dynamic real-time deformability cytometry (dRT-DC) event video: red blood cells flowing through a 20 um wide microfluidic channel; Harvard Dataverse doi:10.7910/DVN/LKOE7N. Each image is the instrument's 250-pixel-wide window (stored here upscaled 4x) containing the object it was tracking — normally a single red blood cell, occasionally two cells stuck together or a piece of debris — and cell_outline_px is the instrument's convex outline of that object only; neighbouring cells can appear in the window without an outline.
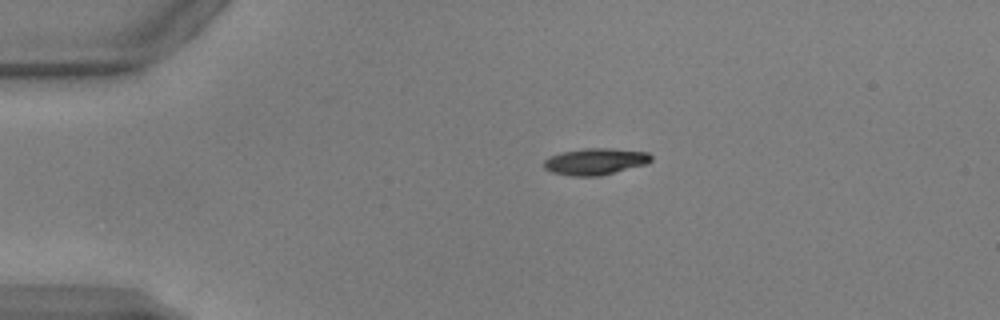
{"species": "common noctule bat (a hibernating species)", "species_latin": "Nyctalus noctula", "temperature_condition": "warm", "stored_images_in_passage": 42, "camera_frame_rate_fps": 3000, "um_per_image_px": 0.085, "animal": {"sex": "male", "body_mass_g": 17.9, "forearm_length_mm": 54.2}, "frame": {"image": 1, "passage_image": 1, "time_ms": 0.0, "image_size_px": [1000, 320], "cell_outline_px": [[652, 160], [648, 164], [600, 176], [572, 176], [552, 172], [544, 168], [544, 160], [552, 156], [564, 152], [584, 148], [612, 148], [648, 152], [652, 156]], "centroid_in_image_um": [50.66, 13.73], "position_along_channel_um": 34.3, "area_um2": 16.65}}
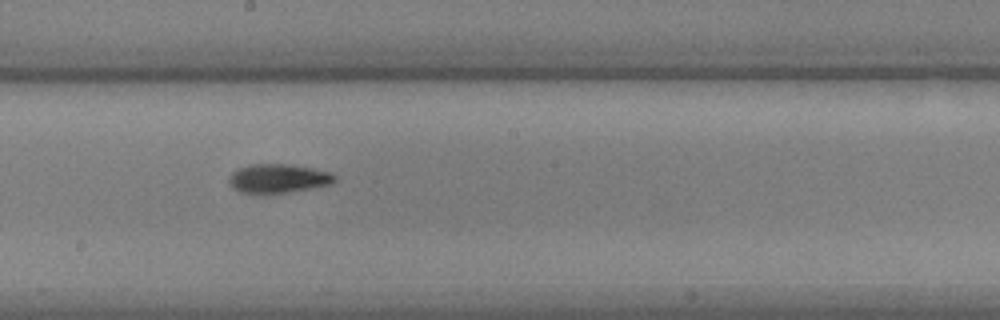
{"frame": {"image": 2, "passage_image": 19, "time_ms": 6.0, "image_size_px": [1000, 320], "cell_outline_px": [[336, 180], [332, 184], [288, 192], [240, 192], [232, 188], [228, 180], [232, 172], [236, 168], [248, 164], [288, 164], [312, 168], [332, 172], [336, 176]], "centroid_in_image_um": [23.65, 15.14], "position_along_channel_um": 224.6, "area_um2": 17.74}}
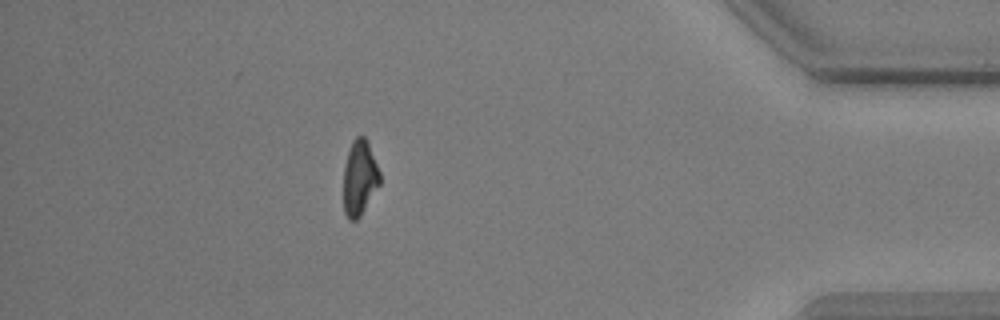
{"frame": {"image": 3, "passage_image": 36, "time_ms": 11.667, "image_size_px": [1000, 320], "cell_outline_px": [[380, 184], [360, 216], [356, 220], [348, 220], [344, 212], [344, 168], [348, 152], [352, 140], [356, 136], [364, 136], [368, 140], [380, 172]], "centroid_in_image_um": [30.57, 15.1], "position_along_channel_um": 404.6, "area_um2": 15.95}, "authors_computed_cell_mechanics": {"area_um2": 16.8487, "velocity_mm_per_s": 3.9152, "shape_relaxation_time_tau1_ms": 3.2105, "shape_relaxation_time_tau2_ms": 6.0145, "deformation_change_tau1": 0.1444, "deformation_change_tau2": 0.1424}}